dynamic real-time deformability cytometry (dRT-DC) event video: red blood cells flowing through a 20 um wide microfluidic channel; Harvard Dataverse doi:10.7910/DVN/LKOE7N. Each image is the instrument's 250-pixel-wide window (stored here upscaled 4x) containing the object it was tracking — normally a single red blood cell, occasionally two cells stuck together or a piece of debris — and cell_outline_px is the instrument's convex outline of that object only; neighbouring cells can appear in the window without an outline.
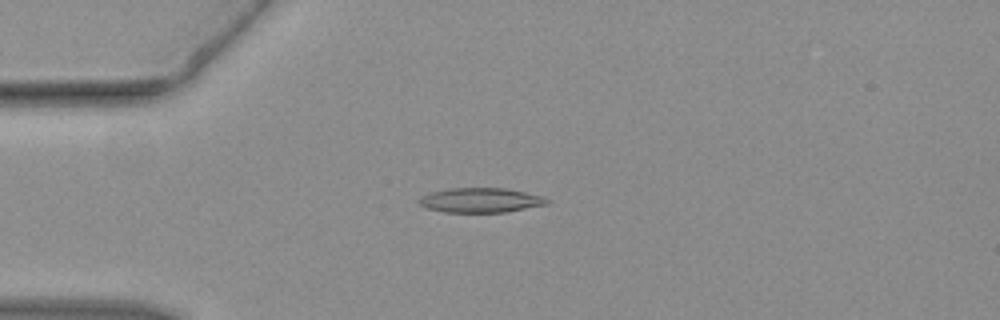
{"species": "common noctule bat (a hibernating species)", "species_latin": "Nyctalus noctula", "temperature_condition": "warm", "stored_images_in_passage": 35, "camera_frame_rate_fps": 3000, "um_per_image_px": 0.085, "animal": {"sex": "female", "body_mass_g": 19.3, "forearm_length_mm": 54.1}, "frame": {"image": 1, "passage_image": 3, "time_ms": 0.667, "image_size_px": [1000, 320], "cell_outline_px": [[552, 200], [548, 204], [504, 212], [444, 212], [424, 208], [416, 200], [420, 196], [432, 192], [448, 188], [504, 188], [544, 196]], "centroid_in_image_um": [40.83, 17.02], "position_along_channel_um": 44.2, "area_um2": 18.5}}
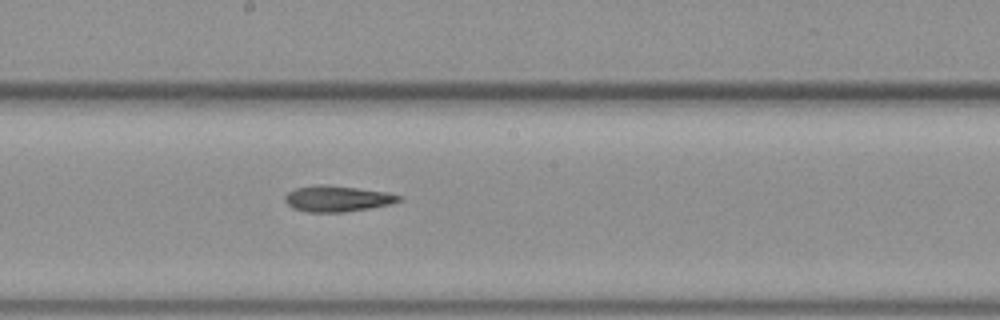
{"frame": {"image": 2, "passage_image": 16, "time_ms": 5.0, "image_size_px": [1000, 320], "cell_outline_px": [[404, 200], [392, 204], [372, 208], [344, 212], [308, 212], [292, 208], [284, 200], [284, 196], [288, 192], [296, 188], [316, 184], [324, 184], [356, 188], [384, 192], [404, 196]], "centroid_in_image_um": [28.69, 16.89], "position_along_channel_um": 219.5, "area_um2": 17.4}}
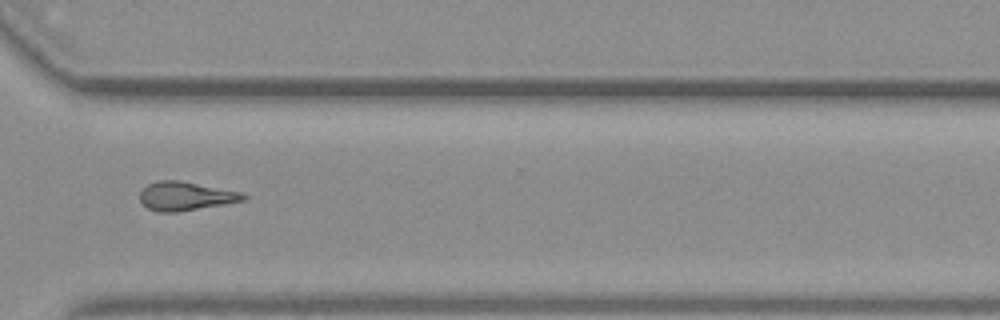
{"frame": {"image": 3, "passage_image": 25, "time_ms": 8.0, "image_size_px": [1000, 320], "cell_outline_px": [[248, 196], [244, 200], [224, 204], [176, 212], [156, 212], [148, 208], [140, 200], [140, 192], [148, 184], [156, 180], [180, 180], [240, 192]], "centroid_in_image_um": [15.74, 16.66], "position_along_channel_um": 354.9, "area_um2": 17.17}}